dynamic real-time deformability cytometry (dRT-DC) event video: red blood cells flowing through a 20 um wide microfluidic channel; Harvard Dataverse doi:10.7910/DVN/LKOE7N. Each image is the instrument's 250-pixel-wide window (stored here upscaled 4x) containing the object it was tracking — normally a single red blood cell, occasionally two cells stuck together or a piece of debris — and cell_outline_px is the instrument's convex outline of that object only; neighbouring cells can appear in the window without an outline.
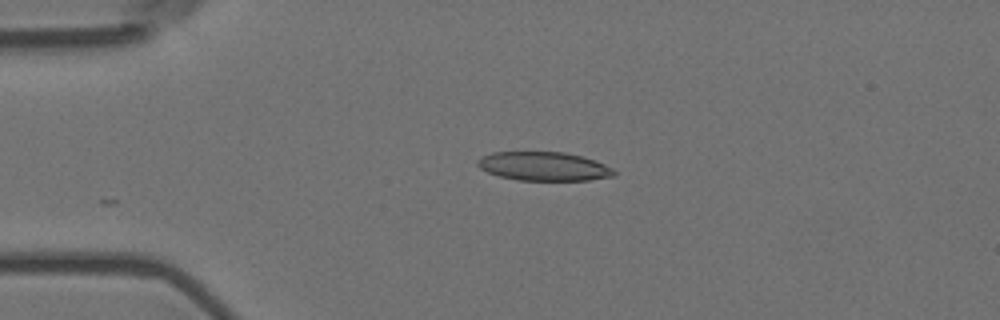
{"species": "Egyptian fruit bat (a non-hibernating species)", "species_latin": "Rousettus aegyptiacus", "temperature_condition": "room temperature", "stored_images_in_passage": 3, "camera_frame_rate_fps": 3000, "um_per_image_px": 0.085, "animal": {"sex": "female"}, "frame": {"image": 1, "passage_image": 3, "time_ms": 0.667, "image_size_px": [1000, 320], "cell_outline_px": [[616, 176], [588, 180], [520, 180], [500, 176], [488, 172], [480, 168], [476, 164], [476, 160], [480, 156], [492, 152], [564, 152], [596, 160], [612, 168], [616, 172]], "centroid_in_image_um": [46.21, 14.13], "position_along_channel_um": 38.8, "area_um2": 22.95}}